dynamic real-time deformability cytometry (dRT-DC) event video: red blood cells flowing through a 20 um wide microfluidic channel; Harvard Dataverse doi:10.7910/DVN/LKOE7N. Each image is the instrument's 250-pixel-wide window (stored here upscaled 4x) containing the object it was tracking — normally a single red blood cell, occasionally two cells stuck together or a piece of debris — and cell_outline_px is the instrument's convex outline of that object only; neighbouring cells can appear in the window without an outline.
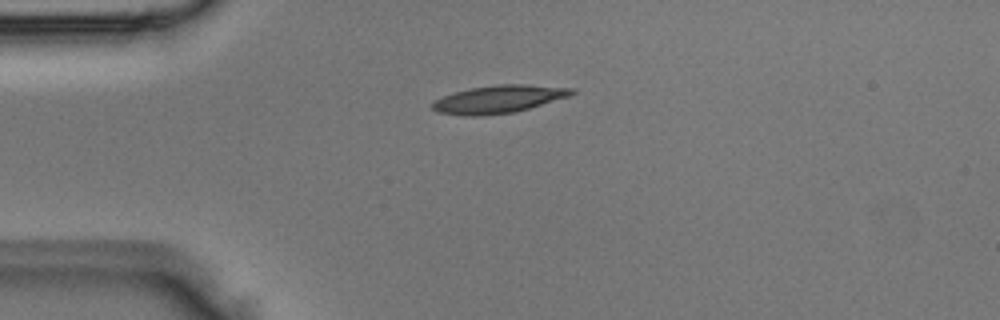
{"species": "Egyptian fruit bat (a non-hibernating species)", "species_latin": "Rousettus aegyptiacus", "temperature_condition": "room temperature", "stored_images_in_passage": 3, "camera_frame_rate_fps": 3000, "um_per_image_px": 0.085, "animal": {"sex": "male"}, "frame": {"image": 1, "passage_image": 2, "time_ms": 0.333, "image_size_px": [1000, 320], "cell_outline_px": [[576, 92], [572, 96], [516, 112], [480, 116], [464, 116], [436, 112], [432, 108], [432, 104], [436, 100], [444, 96], [456, 92], [472, 88], [496, 84], [524, 84], [576, 88]], "centroid_in_image_um": [42.46, 8.43], "position_along_channel_um": 42.5, "area_um2": 22.72}}
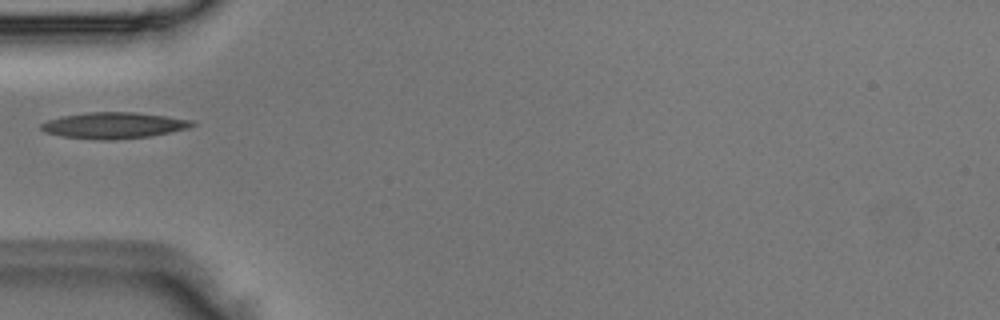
{"frame": {"image": 2, "passage_image": 3, "time_ms": 0.667, "image_size_px": [1000, 320], "cell_outline_px": [[196, 124], [188, 128], [152, 136], [112, 140], [100, 140], [64, 136], [44, 132], [40, 128], [40, 124], [48, 120], [64, 116], [88, 112], [136, 112], [192, 120]], "centroid_in_image_um": [9.68, 10.66], "position_along_channel_um": 75.3, "area_um2": 22.89}}